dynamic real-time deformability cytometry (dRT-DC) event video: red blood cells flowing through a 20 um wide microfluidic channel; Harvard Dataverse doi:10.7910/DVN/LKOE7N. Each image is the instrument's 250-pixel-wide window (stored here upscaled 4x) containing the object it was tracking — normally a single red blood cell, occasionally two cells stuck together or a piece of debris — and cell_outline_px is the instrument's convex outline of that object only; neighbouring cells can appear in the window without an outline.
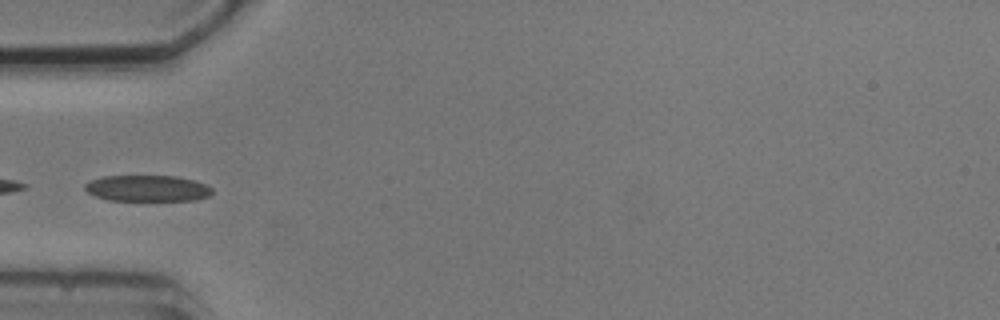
{"species": "common noctule bat (a hibernating species)", "species_latin": "Nyctalus noctula", "temperature_condition": "cold", "stored_images_in_passage": 5, "camera_frame_rate_fps": 3000, "um_per_image_px": 0.085, "animal": {"sex": "male", "body_mass_g": 20.5, "forearm_length_mm": 52.5}, "frame": {"image": 1, "passage_image": 5, "time_ms": 5.333, "image_size_px": [1000, 320], "cell_outline_px": [[212, 192], [208, 196], [196, 200], [108, 200], [96, 196], [88, 192], [84, 188], [84, 184], [92, 180], [104, 176], [176, 176], [196, 180], [212, 188]], "centroid_in_image_um": [12.54, 16.0], "position_along_channel_um": 72.5, "area_um2": 19.31}}